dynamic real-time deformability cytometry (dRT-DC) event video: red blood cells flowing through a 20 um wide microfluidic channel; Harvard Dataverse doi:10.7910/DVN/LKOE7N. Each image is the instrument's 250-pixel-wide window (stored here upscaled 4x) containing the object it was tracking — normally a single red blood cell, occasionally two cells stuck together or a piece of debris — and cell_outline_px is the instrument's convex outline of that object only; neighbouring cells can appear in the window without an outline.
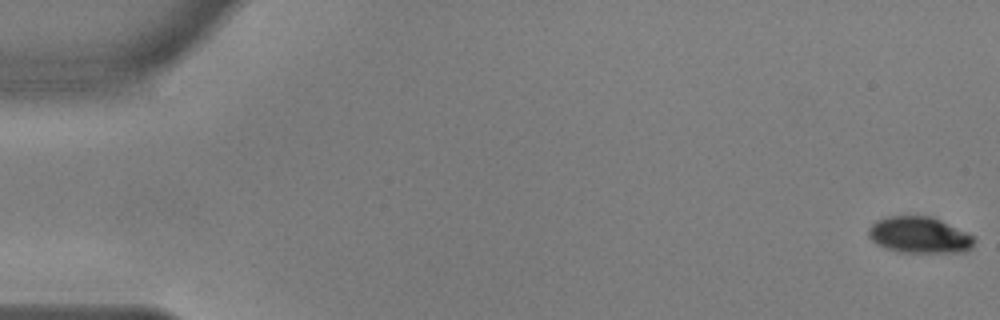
{"species": "common noctule bat (a hibernating species)", "species_latin": "Nyctalus noctula", "temperature_condition": "warm", "stored_images_in_passage": 50, "camera_frame_rate_fps": 3000, "um_per_image_px": 0.085, "animal": {"sex": "male", "body_mass_g": 17.9, "forearm_length_mm": 54.2}, "frame": {"image": 1, "passage_image": 1, "time_ms": 0.0, "image_size_px": [1000, 320], "cell_outline_px": [[976, 240], [972, 248], [964, 252], [900, 252], [884, 248], [876, 244], [868, 236], [868, 228], [876, 220], [888, 216], [932, 216], [968, 232], [976, 236]], "centroid_in_image_um": [78.17, 19.97], "position_along_channel_um": 6.8, "area_um2": 22.72}}
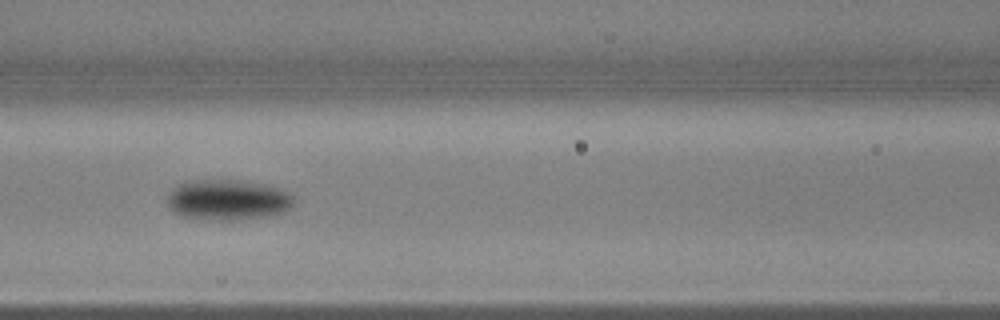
{"frame": {"image": 2, "passage_image": 25, "time_ms": 8.0, "image_size_px": [1000, 320], "cell_outline_px": [[292, 204], [284, 212], [264, 216], [240, 220], [204, 220], [180, 216], [172, 212], [168, 208], [168, 192], [172, 188], [180, 184], [196, 180], [236, 180], [264, 184], [280, 188], [288, 192], [292, 196]], "centroid_in_image_um": [19.3, 17.0], "position_along_channel_um": 147.3, "area_um2": 30.0}}
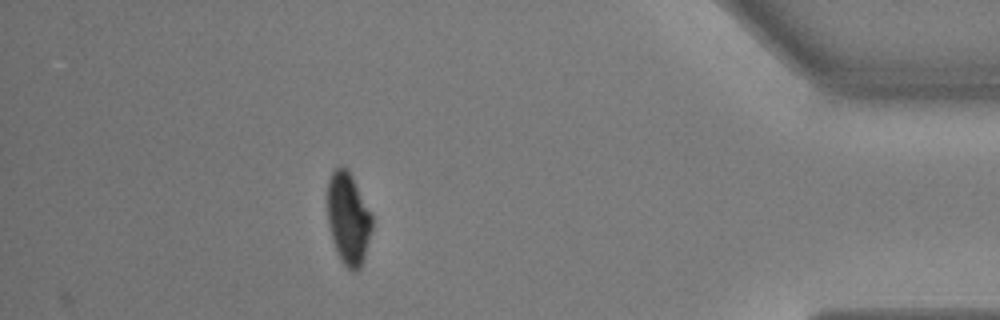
{"frame": {"image": 3, "passage_image": 50, "time_ms": 16.333, "image_size_px": [1000, 320], "cell_outline_px": [[372, 228], [364, 256], [360, 268], [356, 272], [352, 272], [340, 260], [336, 252], [332, 240], [328, 224], [328, 180], [332, 172], [340, 164], [344, 164], [352, 176], [372, 212]], "centroid_in_image_um": [29.6, 18.56], "position_along_channel_um": 405.6, "area_um2": 24.1}, "authors_computed_cell_mechanics": {"area_um2": 26.588, "velocity_mm_per_s": 3.6359, "shape_relaxation_time_tau1_ms": 2.9146, "shape_relaxation_time_tau2_ms": 1.303, "deformation_change_tau1": 0.1398, "deformation_change_tau2": 0.0364}}